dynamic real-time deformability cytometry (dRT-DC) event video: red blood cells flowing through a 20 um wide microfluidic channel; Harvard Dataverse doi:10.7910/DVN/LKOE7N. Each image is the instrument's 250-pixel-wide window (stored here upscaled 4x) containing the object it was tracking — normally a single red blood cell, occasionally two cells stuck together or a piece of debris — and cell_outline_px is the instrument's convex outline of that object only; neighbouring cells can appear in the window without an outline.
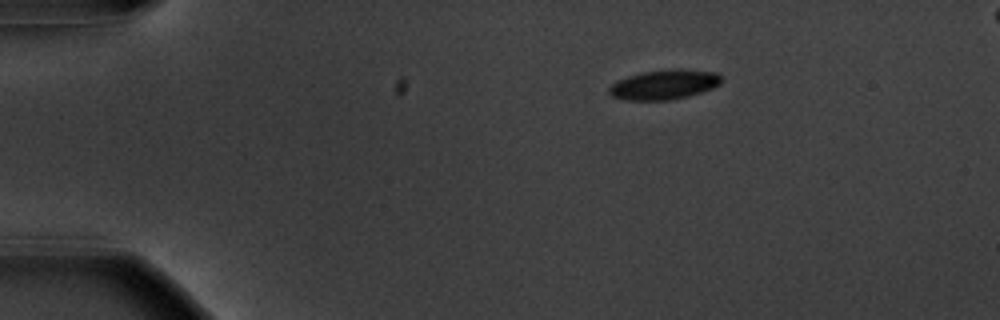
{"species": "common noctule bat (a hibernating species)", "species_latin": "Nyctalus noctula", "temperature_condition": "warm", "stored_images_in_passage": 47, "camera_frame_rate_fps": 3000, "um_per_image_px": 0.085, "animal": {"sex": "male", "body_mass_g": 20.1, "forearm_length_mm": 53.5}, "frame": {"image": 1, "passage_image": 1, "time_ms": 0.0, "image_size_px": [1000, 320], "cell_outline_px": [[720, 84], [712, 88], [688, 96], [672, 100], [624, 100], [612, 96], [608, 92], [608, 88], [616, 80], [640, 72], [672, 68], [680, 68], [716, 72], [720, 76]], "centroid_in_image_um": [56.42, 7.18], "position_along_channel_um": 28.6, "area_um2": 19.65}}
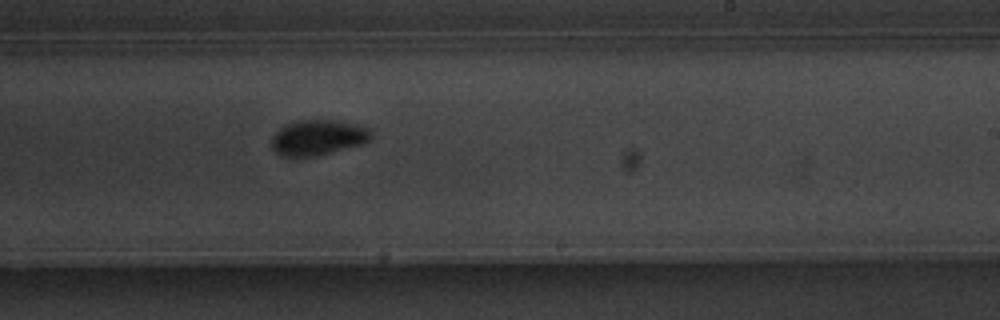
{"frame": {"image": 2, "passage_image": 26, "time_ms": 8.333, "image_size_px": [1000, 320], "cell_outline_px": [[372, 140], [364, 144], [316, 156], [280, 156], [272, 148], [272, 136], [280, 128], [288, 124], [300, 120], [336, 120], [356, 124], [368, 128], [372, 132]], "centroid_in_image_um": [27.07, 11.69], "position_along_channel_um": 261.9, "area_um2": 20.58}}
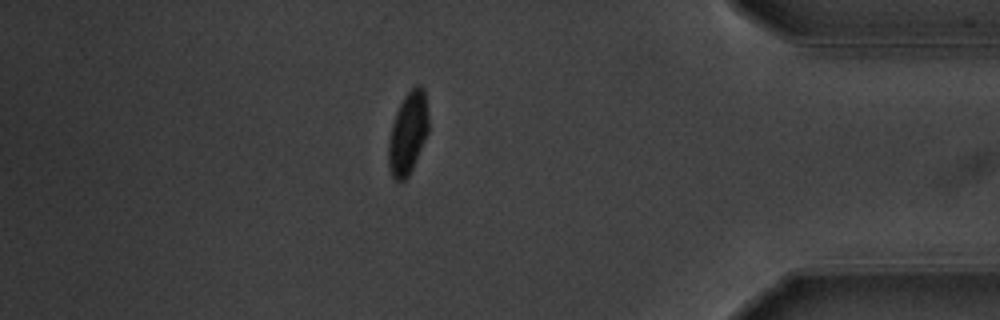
{"frame": {"image": 3, "passage_image": 40, "time_ms": 13.0, "image_size_px": [1000, 320], "cell_outline_px": [[428, 132], [412, 168], [408, 176], [404, 180], [396, 180], [392, 176], [388, 168], [388, 140], [392, 124], [396, 112], [404, 96], [416, 84], [420, 84], [424, 88], [428, 112]], "centroid_in_image_um": [34.67, 11.29], "position_along_channel_um": 400.5, "area_um2": 19.13}, "authors_computed_cell_mechanics": {"area_um2": 19.652, "velocity_mm_per_s": 3.6381, "shape_relaxation_time_tau1_ms": 2.6768, "shape_relaxation_time_tau2_ms": null, "deformation_change_tau1": 0.119, "deformation_change_tau2": null}}